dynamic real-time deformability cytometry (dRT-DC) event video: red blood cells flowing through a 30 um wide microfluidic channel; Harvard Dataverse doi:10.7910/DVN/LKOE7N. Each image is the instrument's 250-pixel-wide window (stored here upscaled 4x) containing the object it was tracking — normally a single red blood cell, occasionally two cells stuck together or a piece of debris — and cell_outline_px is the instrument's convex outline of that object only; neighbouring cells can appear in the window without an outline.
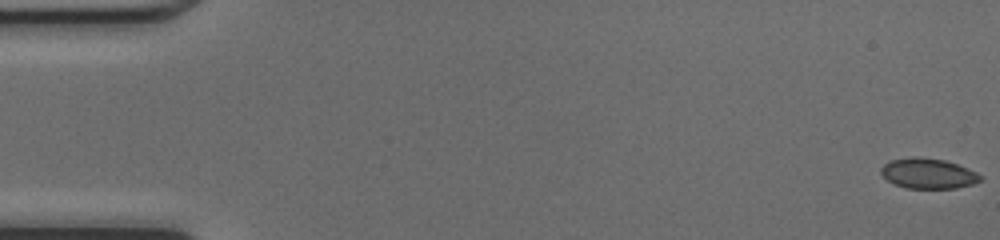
{"species": "common noctule bat (a hibernating species)", "species_latin": "Nyctalus noctula", "temperature_condition": "cold", "stored_images_in_passage": 49, "camera_frame_rate_fps": 3000, "um_per_image_px": 0.085, "animal": {"sex": "female", "body_mass_g": 17.0, "forearm_length_mm": 48.0}, "frame": {"image": 1, "passage_image": 1, "time_ms": 0.0, "image_size_px": [1000, 240], "cell_outline_px": [[984, 176], [980, 180], [972, 184], [956, 188], [904, 188], [888, 180], [880, 172], [880, 168], [888, 160], [912, 156], [916, 156], [944, 160], [968, 168]], "centroid_in_image_um": [78.88, 14.73], "position_along_channel_um": 6.1, "area_um2": 17.57}}
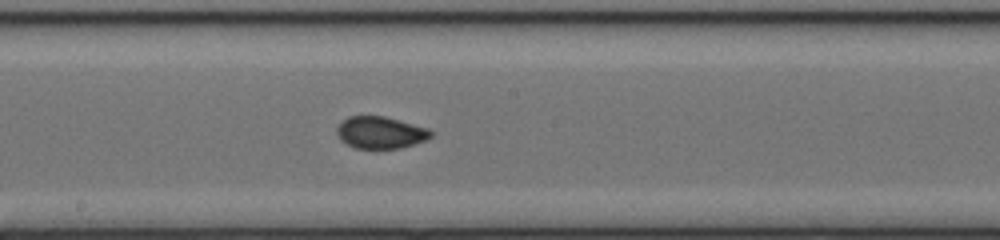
{"frame": {"image": 2, "passage_image": 27, "time_ms": 8.667, "image_size_px": [1000, 240], "cell_outline_px": [[432, 136], [428, 140], [400, 148], [356, 148], [340, 140], [336, 132], [336, 128], [340, 120], [348, 116], [384, 116], [428, 128], [432, 132]], "centroid_in_image_um": [32.32, 11.26], "position_along_channel_um": 215.9, "area_um2": 17.63}}
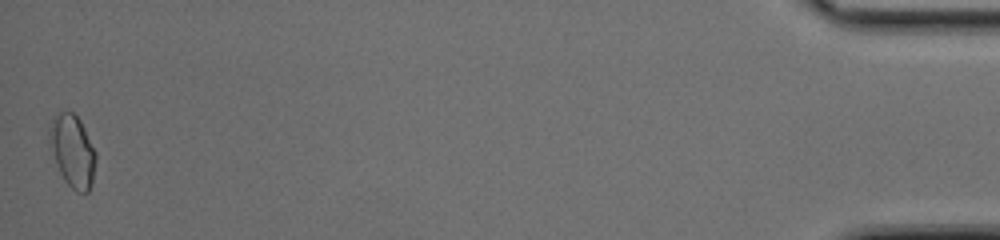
{"frame": {"image": 3, "passage_image": 49, "time_ms": 16.0, "image_size_px": [1000, 240], "cell_outline_px": [[96, 160], [92, 184], [88, 192], [76, 192], [64, 180], [60, 172], [48, 140], [48, 128], [52, 116], [60, 112], [72, 112], [80, 120], [96, 152]], "centroid_in_image_um": [6.16, 12.82], "position_along_channel_um": 429.0, "area_um2": 19.54}, "authors_computed_cell_mechanics": {"area_um2": 17.629, "velocity_mm_per_s": 4.2563, "shape_relaxation_time_tau1_ms": null, "shape_relaxation_time_tau2_ms": 0.8165, "deformation_change_tau1": null, "deformation_change_tau2": 0.052}}